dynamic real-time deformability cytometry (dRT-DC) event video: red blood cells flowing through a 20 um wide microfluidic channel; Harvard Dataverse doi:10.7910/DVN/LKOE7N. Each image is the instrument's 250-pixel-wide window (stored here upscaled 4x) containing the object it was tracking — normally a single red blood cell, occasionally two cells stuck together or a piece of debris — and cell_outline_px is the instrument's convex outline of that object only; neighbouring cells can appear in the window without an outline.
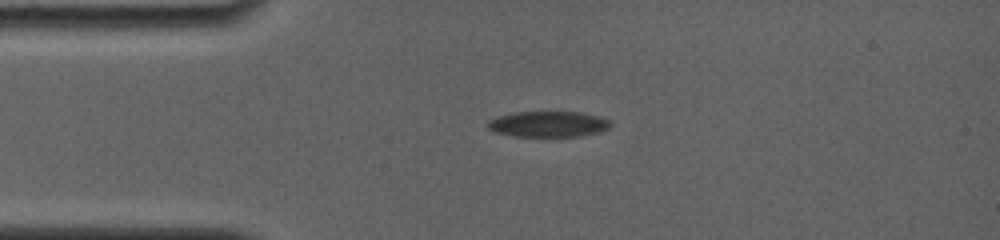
{"species": "common noctule bat (a hibernating species)", "species_latin": "Nyctalus noctula", "temperature_condition": "room temperature", "stored_images_in_passage": 9, "camera_frame_rate_fps": 4000, "um_per_image_px": 0.085, "animal": {"sex": "female", "body_mass_g": 19.0, "forearm_length_mm": 56.7}, "frame": {"image": 1, "passage_image": 1, "time_ms": 0.0, "image_size_px": [1000, 240], "cell_outline_px": [[612, 124], [608, 128], [596, 132], [576, 136], [512, 136], [496, 132], [488, 128], [488, 120], [500, 116], [516, 112], [576, 112], [596, 116], [608, 120]], "centroid_in_image_um": [46.56, 10.55], "position_along_channel_um": 38.4, "area_um2": 17.98}}
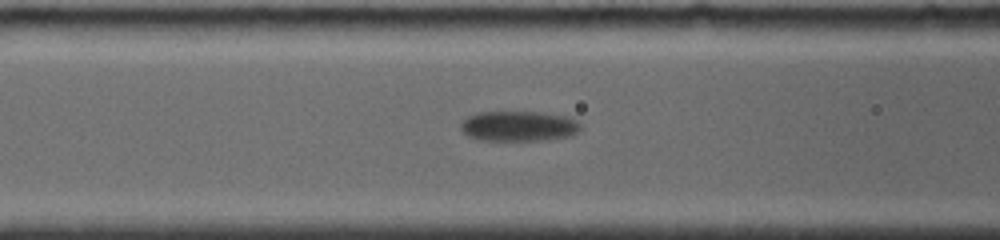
{"frame": {"image": 2, "passage_image": 6, "time_ms": 3.0, "image_size_px": [1000, 240], "cell_outline_px": [[580, 128], [576, 132], [568, 136], [544, 140], [480, 140], [468, 136], [460, 128], [460, 124], [468, 116], [476, 112], [540, 112], [564, 116], [576, 120], [580, 124]], "centroid_in_image_um": [44.05, 10.71], "position_along_channel_um": 122.6, "area_um2": 20.92}}
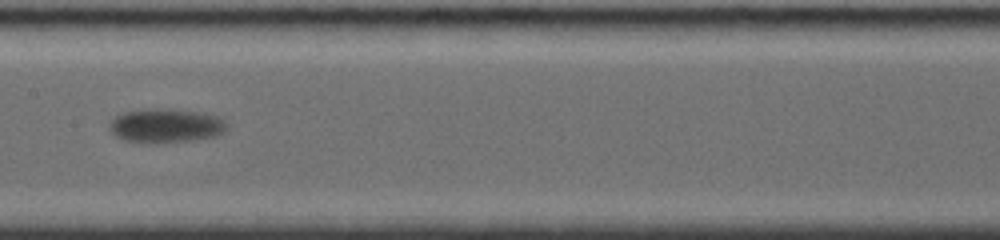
{"frame": {"image": 3, "passage_image": 8, "time_ms": 5.0, "image_size_px": [1000, 240], "cell_outline_px": [[228, 128], [224, 132], [216, 136], [188, 140], [156, 144], [152, 144], [124, 140], [116, 136], [108, 128], [112, 120], [116, 116], [124, 112], [192, 112], [216, 116], [228, 124]], "centroid_in_image_um": [14.09, 10.77], "position_along_channel_um": 193.3, "area_um2": 21.96}}